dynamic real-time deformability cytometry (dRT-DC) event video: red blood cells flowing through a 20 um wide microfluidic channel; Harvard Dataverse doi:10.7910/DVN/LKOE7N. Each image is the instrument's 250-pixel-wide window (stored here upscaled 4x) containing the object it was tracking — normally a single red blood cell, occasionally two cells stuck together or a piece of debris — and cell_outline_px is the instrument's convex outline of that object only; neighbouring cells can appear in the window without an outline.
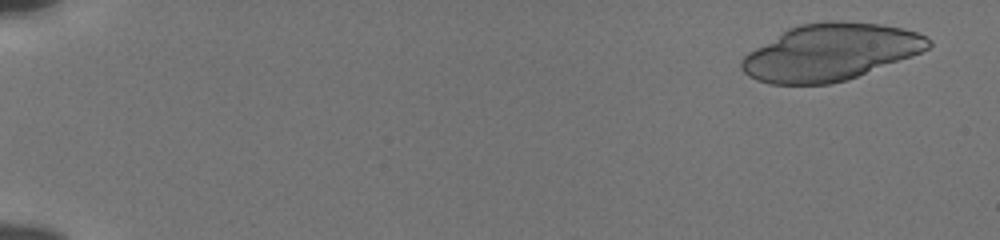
{"species": "human", "species_latin": "Homo sapiens", "temperature_condition": "cold", "stored_images_in_passage": 30, "camera_frame_rate_fps": 3000, "um_per_image_px": 0.085, "donor": {"sex": "male"}, "frame": {"image": 1, "passage_image": 3, "time_ms": 0.667, "image_size_px": [1000, 240], "cell_outline_px": [[932, 44], [928, 48], [912, 56], [856, 76], [844, 80], [828, 84], [768, 84], [756, 80], [748, 76], [740, 68], [740, 60], [748, 52], [788, 28], [800, 24], [828, 20], [840, 20], [880, 24], [904, 28], [916, 32], [932, 40]], "centroid_in_image_um": [70.55, 4.42], "position_along_channel_um": 14.4, "area_um2": 61.61}}